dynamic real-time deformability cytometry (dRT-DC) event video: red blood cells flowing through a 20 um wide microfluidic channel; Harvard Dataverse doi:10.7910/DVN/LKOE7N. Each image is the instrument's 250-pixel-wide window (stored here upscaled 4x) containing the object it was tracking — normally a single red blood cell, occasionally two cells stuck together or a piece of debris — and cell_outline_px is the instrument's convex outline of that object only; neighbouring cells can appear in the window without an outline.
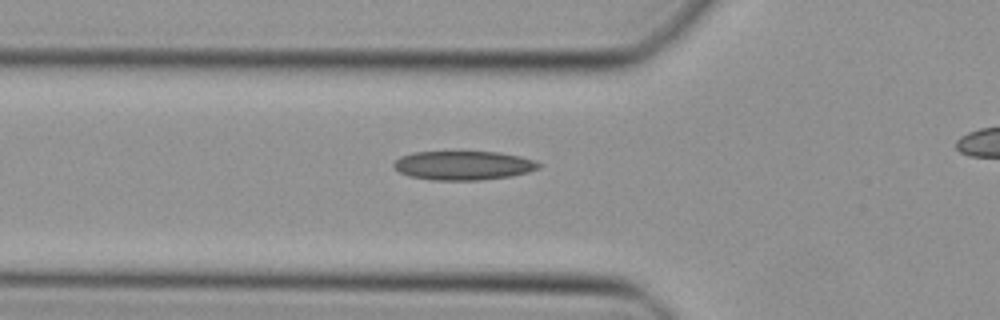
{"species": "Egyptian fruit bat (a non-hibernating species)", "species_latin": "Rousettus aegyptiacus", "temperature_condition": "cold", "stored_images_in_passage": 25, "camera_frame_rate_fps": 3000, "um_per_image_px": 0.085, "animal": {"sex": "female"}, "frame": {"image": 1, "passage_image": 2, "time_ms": 0.333, "image_size_px": [1000, 320], "cell_outline_px": [[540, 168], [528, 172], [512, 176], [480, 180], [432, 180], [408, 176], [400, 172], [392, 164], [400, 156], [412, 152], [500, 152], [520, 156], [536, 160], [540, 164]], "centroid_in_image_um": [39.4, 14.06], "position_along_channel_um": 86.4, "area_um2": 24.62}}
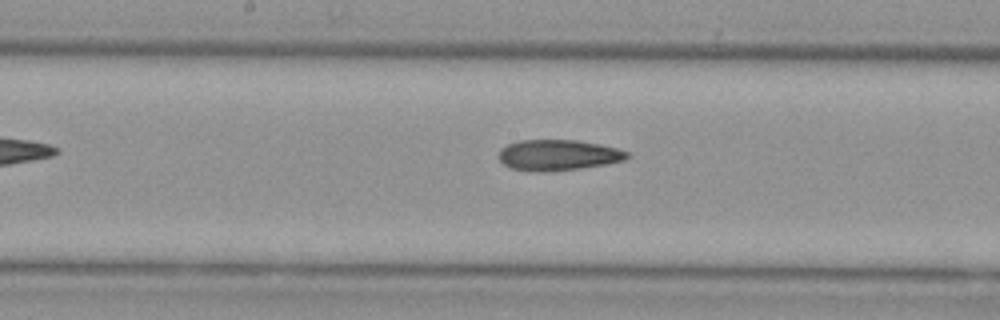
{"frame": {"image": 2, "passage_image": 10, "time_ms": 3.0, "image_size_px": [1000, 320], "cell_outline_px": [[632, 156], [624, 160], [604, 164], [580, 168], [544, 172], [536, 172], [508, 168], [496, 156], [500, 148], [508, 144], [520, 140], [576, 140], [600, 144], [616, 148], [628, 152]], "centroid_in_image_um": [47.39, 13.18], "position_along_channel_um": 200.8, "area_um2": 23.18}}
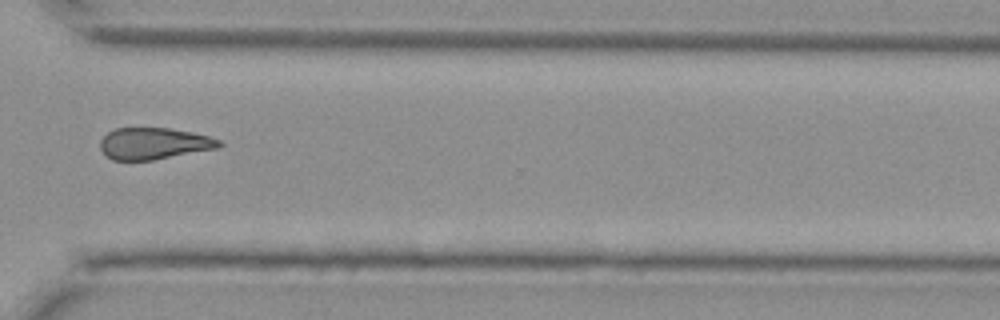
{"frame": {"image": 3, "passage_image": 21, "time_ms": 6.667, "image_size_px": [1000, 320], "cell_outline_px": [[224, 144], [220, 148], [152, 160], [112, 160], [100, 148], [100, 140], [108, 132], [116, 128], [168, 128], [192, 132], [208, 136], [220, 140]], "centroid_in_image_um": [13.11, 12.2], "position_along_channel_um": 357.5, "area_um2": 21.91}}